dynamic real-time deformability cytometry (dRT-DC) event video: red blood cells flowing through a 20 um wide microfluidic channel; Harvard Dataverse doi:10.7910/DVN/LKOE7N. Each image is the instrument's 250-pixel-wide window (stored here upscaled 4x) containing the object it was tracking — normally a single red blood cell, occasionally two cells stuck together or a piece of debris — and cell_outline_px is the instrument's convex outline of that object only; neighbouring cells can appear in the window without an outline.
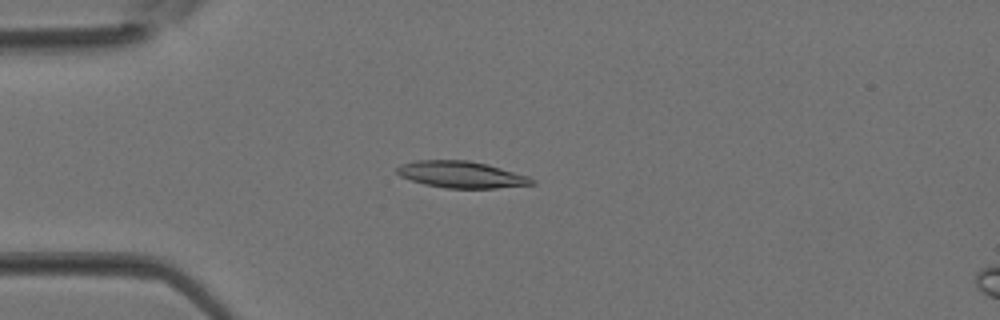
{"species": "Egyptian fruit bat (a non-hibernating species)", "species_latin": "Rousettus aegyptiacus", "temperature_condition": "room temperature", "stored_images_in_passage": 38, "camera_frame_rate_fps": 3000, "um_per_image_px": 0.085, "animal": {"sex": "female"}, "frame": {"image": 1, "passage_image": 10, "time_ms": 3.0, "image_size_px": [1000, 320], "cell_outline_px": [[536, 184], [496, 188], [448, 188], [424, 184], [400, 176], [396, 172], [396, 168], [400, 164], [416, 160], [468, 160], [488, 164], [528, 176], [536, 180]], "centroid_in_image_um": [39.22, 14.83], "position_along_channel_um": 45.8, "area_um2": 20.98}}
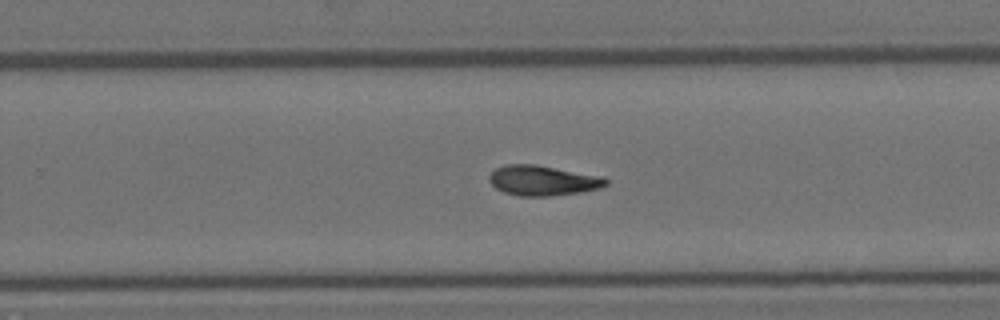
{"frame": {"image": 2, "passage_image": 24, "time_ms": 7.667, "image_size_px": [1000, 320], "cell_outline_px": [[608, 184], [600, 188], [580, 192], [548, 196], [516, 196], [504, 192], [496, 188], [488, 180], [488, 176], [496, 168], [504, 164], [536, 164], [604, 176], [608, 180]], "centroid_in_image_um": [46.14, 15.33], "position_along_channel_um": 283.7, "area_um2": 20.69}}
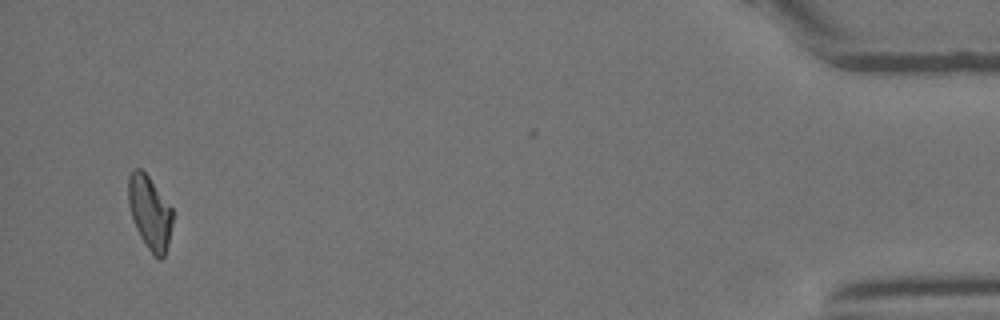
{"frame": {"image": 3, "passage_image": 36, "time_ms": 11.667, "image_size_px": [1000, 320], "cell_outline_px": [[172, 224], [164, 256], [160, 260], [144, 244], [136, 228], [128, 204], [128, 176], [132, 168], [140, 168], [148, 176], [172, 208]], "centroid_in_image_um": [12.7, 18.02], "position_along_channel_um": 422.5, "area_um2": 18.67}}